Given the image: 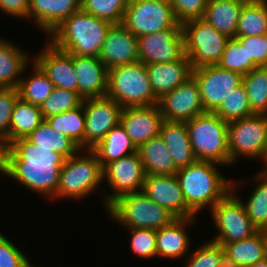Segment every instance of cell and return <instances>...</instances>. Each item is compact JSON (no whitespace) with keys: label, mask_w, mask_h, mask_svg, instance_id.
<instances>
[{"label":"cell","mask_w":267,"mask_h":267,"mask_svg":"<svg viewBox=\"0 0 267 267\" xmlns=\"http://www.w3.org/2000/svg\"><path fill=\"white\" fill-rule=\"evenodd\" d=\"M66 159L61 153L39 148L27 138H21L10 143L7 177L30 191L55 200L60 169Z\"/></svg>","instance_id":"obj_1"},{"label":"cell","mask_w":267,"mask_h":267,"mask_svg":"<svg viewBox=\"0 0 267 267\" xmlns=\"http://www.w3.org/2000/svg\"><path fill=\"white\" fill-rule=\"evenodd\" d=\"M221 164L197 161L180 168L175 174L179 180L187 206L198 215L207 207L211 210L230 191L231 184L218 170Z\"/></svg>","instance_id":"obj_2"},{"label":"cell","mask_w":267,"mask_h":267,"mask_svg":"<svg viewBox=\"0 0 267 267\" xmlns=\"http://www.w3.org/2000/svg\"><path fill=\"white\" fill-rule=\"evenodd\" d=\"M111 25L80 9L57 26L48 35V41L71 55L99 57Z\"/></svg>","instance_id":"obj_3"},{"label":"cell","mask_w":267,"mask_h":267,"mask_svg":"<svg viewBox=\"0 0 267 267\" xmlns=\"http://www.w3.org/2000/svg\"><path fill=\"white\" fill-rule=\"evenodd\" d=\"M106 96L122 108L150 106L158 103L149 81L146 65L135 62L115 66L108 70Z\"/></svg>","instance_id":"obj_4"},{"label":"cell","mask_w":267,"mask_h":267,"mask_svg":"<svg viewBox=\"0 0 267 267\" xmlns=\"http://www.w3.org/2000/svg\"><path fill=\"white\" fill-rule=\"evenodd\" d=\"M193 152L198 161L230 166L228 123L214 112H205L185 122Z\"/></svg>","instance_id":"obj_5"},{"label":"cell","mask_w":267,"mask_h":267,"mask_svg":"<svg viewBox=\"0 0 267 267\" xmlns=\"http://www.w3.org/2000/svg\"><path fill=\"white\" fill-rule=\"evenodd\" d=\"M102 183V166L97 155L93 150L80 149L76 154L67 158L60 169L56 199L62 197L76 200L86 198L93 191L95 192L99 185L101 187Z\"/></svg>","instance_id":"obj_6"},{"label":"cell","mask_w":267,"mask_h":267,"mask_svg":"<svg viewBox=\"0 0 267 267\" xmlns=\"http://www.w3.org/2000/svg\"><path fill=\"white\" fill-rule=\"evenodd\" d=\"M106 212L126 229L146 228L157 231L176 219L166 209L147 197L143 191L118 197L107 207Z\"/></svg>","instance_id":"obj_7"},{"label":"cell","mask_w":267,"mask_h":267,"mask_svg":"<svg viewBox=\"0 0 267 267\" xmlns=\"http://www.w3.org/2000/svg\"><path fill=\"white\" fill-rule=\"evenodd\" d=\"M185 53L192 69L217 65L229 38L217 31L206 19L196 18L182 24Z\"/></svg>","instance_id":"obj_8"},{"label":"cell","mask_w":267,"mask_h":267,"mask_svg":"<svg viewBox=\"0 0 267 267\" xmlns=\"http://www.w3.org/2000/svg\"><path fill=\"white\" fill-rule=\"evenodd\" d=\"M241 181L232 182L231 191L210 210L217 228V236L210 239L211 241L216 243L237 242L251 237L258 231L247 216L243 202L238 196H234L236 188H240L239 186L245 182Z\"/></svg>","instance_id":"obj_9"},{"label":"cell","mask_w":267,"mask_h":267,"mask_svg":"<svg viewBox=\"0 0 267 267\" xmlns=\"http://www.w3.org/2000/svg\"><path fill=\"white\" fill-rule=\"evenodd\" d=\"M227 135L231 165L242 156L263 161L267 145V115L253 114L229 122Z\"/></svg>","instance_id":"obj_10"},{"label":"cell","mask_w":267,"mask_h":267,"mask_svg":"<svg viewBox=\"0 0 267 267\" xmlns=\"http://www.w3.org/2000/svg\"><path fill=\"white\" fill-rule=\"evenodd\" d=\"M121 23L136 37L182 26L172 6L157 0H130Z\"/></svg>","instance_id":"obj_11"},{"label":"cell","mask_w":267,"mask_h":267,"mask_svg":"<svg viewBox=\"0 0 267 267\" xmlns=\"http://www.w3.org/2000/svg\"><path fill=\"white\" fill-rule=\"evenodd\" d=\"M191 76L199 86L205 112H215L228 96L242 84L243 76L235 71L207 65L192 69Z\"/></svg>","instance_id":"obj_12"},{"label":"cell","mask_w":267,"mask_h":267,"mask_svg":"<svg viewBox=\"0 0 267 267\" xmlns=\"http://www.w3.org/2000/svg\"><path fill=\"white\" fill-rule=\"evenodd\" d=\"M102 172L103 181L113 190L103 197L106 208L124 194L142 191L146 174L138 152L106 164Z\"/></svg>","instance_id":"obj_13"},{"label":"cell","mask_w":267,"mask_h":267,"mask_svg":"<svg viewBox=\"0 0 267 267\" xmlns=\"http://www.w3.org/2000/svg\"><path fill=\"white\" fill-rule=\"evenodd\" d=\"M140 62L168 63L181 60L185 55L182 26H173L159 32L137 37Z\"/></svg>","instance_id":"obj_14"},{"label":"cell","mask_w":267,"mask_h":267,"mask_svg":"<svg viewBox=\"0 0 267 267\" xmlns=\"http://www.w3.org/2000/svg\"><path fill=\"white\" fill-rule=\"evenodd\" d=\"M85 112L84 149L92 150L105 135L120 123L122 107L103 96L83 99Z\"/></svg>","instance_id":"obj_15"},{"label":"cell","mask_w":267,"mask_h":267,"mask_svg":"<svg viewBox=\"0 0 267 267\" xmlns=\"http://www.w3.org/2000/svg\"><path fill=\"white\" fill-rule=\"evenodd\" d=\"M157 105L165 121L186 122L205 113L199 86L192 76L172 91L162 95Z\"/></svg>","instance_id":"obj_16"},{"label":"cell","mask_w":267,"mask_h":267,"mask_svg":"<svg viewBox=\"0 0 267 267\" xmlns=\"http://www.w3.org/2000/svg\"><path fill=\"white\" fill-rule=\"evenodd\" d=\"M143 193L175 218H195L187 206L178 178L173 175H146Z\"/></svg>","instance_id":"obj_17"},{"label":"cell","mask_w":267,"mask_h":267,"mask_svg":"<svg viewBox=\"0 0 267 267\" xmlns=\"http://www.w3.org/2000/svg\"><path fill=\"white\" fill-rule=\"evenodd\" d=\"M163 116L158 105L122 108L120 124L138 148L160 135Z\"/></svg>","instance_id":"obj_18"},{"label":"cell","mask_w":267,"mask_h":267,"mask_svg":"<svg viewBox=\"0 0 267 267\" xmlns=\"http://www.w3.org/2000/svg\"><path fill=\"white\" fill-rule=\"evenodd\" d=\"M109 70L139 61L137 37L122 23L112 24L98 57Z\"/></svg>","instance_id":"obj_19"},{"label":"cell","mask_w":267,"mask_h":267,"mask_svg":"<svg viewBox=\"0 0 267 267\" xmlns=\"http://www.w3.org/2000/svg\"><path fill=\"white\" fill-rule=\"evenodd\" d=\"M48 44V45H47ZM42 52L34 56L35 62L56 88L77 91V78L73 55L56 48L48 42Z\"/></svg>","instance_id":"obj_20"},{"label":"cell","mask_w":267,"mask_h":267,"mask_svg":"<svg viewBox=\"0 0 267 267\" xmlns=\"http://www.w3.org/2000/svg\"><path fill=\"white\" fill-rule=\"evenodd\" d=\"M73 66L77 93L83 99L106 96L108 69L98 57L73 55Z\"/></svg>","instance_id":"obj_21"},{"label":"cell","mask_w":267,"mask_h":267,"mask_svg":"<svg viewBox=\"0 0 267 267\" xmlns=\"http://www.w3.org/2000/svg\"><path fill=\"white\" fill-rule=\"evenodd\" d=\"M80 9L81 0H30L27 21H34L48 36L66 18Z\"/></svg>","instance_id":"obj_22"},{"label":"cell","mask_w":267,"mask_h":267,"mask_svg":"<svg viewBox=\"0 0 267 267\" xmlns=\"http://www.w3.org/2000/svg\"><path fill=\"white\" fill-rule=\"evenodd\" d=\"M146 70L152 91L158 99L184 83L192 72L186 55L174 62L146 64Z\"/></svg>","instance_id":"obj_23"},{"label":"cell","mask_w":267,"mask_h":267,"mask_svg":"<svg viewBox=\"0 0 267 267\" xmlns=\"http://www.w3.org/2000/svg\"><path fill=\"white\" fill-rule=\"evenodd\" d=\"M196 218H176L169 225L156 231L157 257L178 259L187 256L190 237L186 227ZM187 225V226H186Z\"/></svg>","instance_id":"obj_24"},{"label":"cell","mask_w":267,"mask_h":267,"mask_svg":"<svg viewBox=\"0 0 267 267\" xmlns=\"http://www.w3.org/2000/svg\"><path fill=\"white\" fill-rule=\"evenodd\" d=\"M175 166L180 169L197 162L185 122L163 121L160 129Z\"/></svg>","instance_id":"obj_25"},{"label":"cell","mask_w":267,"mask_h":267,"mask_svg":"<svg viewBox=\"0 0 267 267\" xmlns=\"http://www.w3.org/2000/svg\"><path fill=\"white\" fill-rule=\"evenodd\" d=\"M146 175H173L177 173L173 158L163 138L158 135L137 148Z\"/></svg>","instance_id":"obj_26"},{"label":"cell","mask_w":267,"mask_h":267,"mask_svg":"<svg viewBox=\"0 0 267 267\" xmlns=\"http://www.w3.org/2000/svg\"><path fill=\"white\" fill-rule=\"evenodd\" d=\"M244 3L239 0H208L203 18L229 39L235 38Z\"/></svg>","instance_id":"obj_27"},{"label":"cell","mask_w":267,"mask_h":267,"mask_svg":"<svg viewBox=\"0 0 267 267\" xmlns=\"http://www.w3.org/2000/svg\"><path fill=\"white\" fill-rule=\"evenodd\" d=\"M29 53L0 37V87L17 88L29 63Z\"/></svg>","instance_id":"obj_28"},{"label":"cell","mask_w":267,"mask_h":267,"mask_svg":"<svg viewBox=\"0 0 267 267\" xmlns=\"http://www.w3.org/2000/svg\"><path fill=\"white\" fill-rule=\"evenodd\" d=\"M98 157L102 168L115 160L137 152V147L119 123L113 127L103 140L92 149Z\"/></svg>","instance_id":"obj_29"},{"label":"cell","mask_w":267,"mask_h":267,"mask_svg":"<svg viewBox=\"0 0 267 267\" xmlns=\"http://www.w3.org/2000/svg\"><path fill=\"white\" fill-rule=\"evenodd\" d=\"M44 120L39 106L18 98L9 125V142L27 138Z\"/></svg>","instance_id":"obj_30"},{"label":"cell","mask_w":267,"mask_h":267,"mask_svg":"<svg viewBox=\"0 0 267 267\" xmlns=\"http://www.w3.org/2000/svg\"><path fill=\"white\" fill-rule=\"evenodd\" d=\"M218 244L223 247L224 253L233 259L239 267H249L267 257L260 230L244 240Z\"/></svg>","instance_id":"obj_31"},{"label":"cell","mask_w":267,"mask_h":267,"mask_svg":"<svg viewBox=\"0 0 267 267\" xmlns=\"http://www.w3.org/2000/svg\"><path fill=\"white\" fill-rule=\"evenodd\" d=\"M267 34V0L245 2L238 20L235 37Z\"/></svg>","instance_id":"obj_32"},{"label":"cell","mask_w":267,"mask_h":267,"mask_svg":"<svg viewBox=\"0 0 267 267\" xmlns=\"http://www.w3.org/2000/svg\"><path fill=\"white\" fill-rule=\"evenodd\" d=\"M30 77H21L17 86L19 98L36 106L41 104L51 95L55 86L43 70L35 63Z\"/></svg>","instance_id":"obj_33"},{"label":"cell","mask_w":267,"mask_h":267,"mask_svg":"<svg viewBox=\"0 0 267 267\" xmlns=\"http://www.w3.org/2000/svg\"><path fill=\"white\" fill-rule=\"evenodd\" d=\"M27 139L39 148L51 149L66 158L76 154L81 148L66 135L57 132L44 120Z\"/></svg>","instance_id":"obj_34"},{"label":"cell","mask_w":267,"mask_h":267,"mask_svg":"<svg viewBox=\"0 0 267 267\" xmlns=\"http://www.w3.org/2000/svg\"><path fill=\"white\" fill-rule=\"evenodd\" d=\"M45 121L57 132L72 139L84 149L85 112L82 104L72 110L45 118Z\"/></svg>","instance_id":"obj_35"},{"label":"cell","mask_w":267,"mask_h":267,"mask_svg":"<svg viewBox=\"0 0 267 267\" xmlns=\"http://www.w3.org/2000/svg\"><path fill=\"white\" fill-rule=\"evenodd\" d=\"M255 176L253 181H256L257 185L243 204L250 221L261 230L267 228V170H259Z\"/></svg>","instance_id":"obj_36"},{"label":"cell","mask_w":267,"mask_h":267,"mask_svg":"<svg viewBox=\"0 0 267 267\" xmlns=\"http://www.w3.org/2000/svg\"><path fill=\"white\" fill-rule=\"evenodd\" d=\"M244 85L253 114L267 115V66L257 67L243 76Z\"/></svg>","instance_id":"obj_37"},{"label":"cell","mask_w":267,"mask_h":267,"mask_svg":"<svg viewBox=\"0 0 267 267\" xmlns=\"http://www.w3.org/2000/svg\"><path fill=\"white\" fill-rule=\"evenodd\" d=\"M220 68L235 71L242 76L257 68L244 45L236 38H230L226 44L221 60L217 64Z\"/></svg>","instance_id":"obj_38"},{"label":"cell","mask_w":267,"mask_h":267,"mask_svg":"<svg viewBox=\"0 0 267 267\" xmlns=\"http://www.w3.org/2000/svg\"><path fill=\"white\" fill-rule=\"evenodd\" d=\"M130 0H81V10L112 24L122 22Z\"/></svg>","instance_id":"obj_39"},{"label":"cell","mask_w":267,"mask_h":267,"mask_svg":"<svg viewBox=\"0 0 267 267\" xmlns=\"http://www.w3.org/2000/svg\"><path fill=\"white\" fill-rule=\"evenodd\" d=\"M214 113L227 123L253 115L244 85L234 89Z\"/></svg>","instance_id":"obj_40"},{"label":"cell","mask_w":267,"mask_h":267,"mask_svg":"<svg viewBox=\"0 0 267 267\" xmlns=\"http://www.w3.org/2000/svg\"><path fill=\"white\" fill-rule=\"evenodd\" d=\"M83 98L77 91L54 88L51 95L41 104L43 118H48L79 107Z\"/></svg>","instance_id":"obj_41"},{"label":"cell","mask_w":267,"mask_h":267,"mask_svg":"<svg viewBox=\"0 0 267 267\" xmlns=\"http://www.w3.org/2000/svg\"><path fill=\"white\" fill-rule=\"evenodd\" d=\"M131 234L130 248L135 256L141 258L157 257L156 230L146 228L127 229Z\"/></svg>","instance_id":"obj_42"},{"label":"cell","mask_w":267,"mask_h":267,"mask_svg":"<svg viewBox=\"0 0 267 267\" xmlns=\"http://www.w3.org/2000/svg\"><path fill=\"white\" fill-rule=\"evenodd\" d=\"M204 243L196 250L189 252L186 267H219L221 245L211 240Z\"/></svg>","instance_id":"obj_43"},{"label":"cell","mask_w":267,"mask_h":267,"mask_svg":"<svg viewBox=\"0 0 267 267\" xmlns=\"http://www.w3.org/2000/svg\"><path fill=\"white\" fill-rule=\"evenodd\" d=\"M30 260L0 232V267H30Z\"/></svg>","instance_id":"obj_44"},{"label":"cell","mask_w":267,"mask_h":267,"mask_svg":"<svg viewBox=\"0 0 267 267\" xmlns=\"http://www.w3.org/2000/svg\"><path fill=\"white\" fill-rule=\"evenodd\" d=\"M208 0H173L171 6L176 20L186 21L204 17Z\"/></svg>","instance_id":"obj_45"},{"label":"cell","mask_w":267,"mask_h":267,"mask_svg":"<svg viewBox=\"0 0 267 267\" xmlns=\"http://www.w3.org/2000/svg\"><path fill=\"white\" fill-rule=\"evenodd\" d=\"M235 38L244 45L248 57L252 58L257 67L267 66V34Z\"/></svg>","instance_id":"obj_46"},{"label":"cell","mask_w":267,"mask_h":267,"mask_svg":"<svg viewBox=\"0 0 267 267\" xmlns=\"http://www.w3.org/2000/svg\"><path fill=\"white\" fill-rule=\"evenodd\" d=\"M18 98L17 88L0 89V134L6 136L8 141L12 111Z\"/></svg>","instance_id":"obj_47"},{"label":"cell","mask_w":267,"mask_h":267,"mask_svg":"<svg viewBox=\"0 0 267 267\" xmlns=\"http://www.w3.org/2000/svg\"><path fill=\"white\" fill-rule=\"evenodd\" d=\"M30 0H0V10L19 19H27Z\"/></svg>","instance_id":"obj_48"},{"label":"cell","mask_w":267,"mask_h":267,"mask_svg":"<svg viewBox=\"0 0 267 267\" xmlns=\"http://www.w3.org/2000/svg\"><path fill=\"white\" fill-rule=\"evenodd\" d=\"M10 142L8 138L0 134V171L7 175L9 168Z\"/></svg>","instance_id":"obj_49"},{"label":"cell","mask_w":267,"mask_h":267,"mask_svg":"<svg viewBox=\"0 0 267 267\" xmlns=\"http://www.w3.org/2000/svg\"><path fill=\"white\" fill-rule=\"evenodd\" d=\"M219 267H239L233 259L224 253L223 247L221 246V260Z\"/></svg>","instance_id":"obj_50"},{"label":"cell","mask_w":267,"mask_h":267,"mask_svg":"<svg viewBox=\"0 0 267 267\" xmlns=\"http://www.w3.org/2000/svg\"><path fill=\"white\" fill-rule=\"evenodd\" d=\"M249 267H267V257H265L263 260H260Z\"/></svg>","instance_id":"obj_51"},{"label":"cell","mask_w":267,"mask_h":267,"mask_svg":"<svg viewBox=\"0 0 267 267\" xmlns=\"http://www.w3.org/2000/svg\"><path fill=\"white\" fill-rule=\"evenodd\" d=\"M260 231H261V234H262V237H263V240H264L265 252H266V255H267V228L261 229Z\"/></svg>","instance_id":"obj_52"},{"label":"cell","mask_w":267,"mask_h":267,"mask_svg":"<svg viewBox=\"0 0 267 267\" xmlns=\"http://www.w3.org/2000/svg\"><path fill=\"white\" fill-rule=\"evenodd\" d=\"M262 163L264 165V167L262 168V170H267V145H266L265 154H264L263 162Z\"/></svg>","instance_id":"obj_53"},{"label":"cell","mask_w":267,"mask_h":267,"mask_svg":"<svg viewBox=\"0 0 267 267\" xmlns=\"http://www.w3.org/2000/svg\"><path fill=\"white\" fill-rule=\"evenodd\" d=\"M157 1L171 5V3H172L173 0H157Z\"/></svg>","instance_id":"obj_54"},{"label":"cell","mask_w":267,"mask_h":267,"mask_svg":"<svg viewBox=\"0 0 267 267\" xmlns=\"http://www.w3.org/2000/svg\"><path fill=\"white\" fill-rule=\"evenodd\" d=\"M239 1L249 2V1H254V0H239Z\"/></svg>","instance_id":"obj_55"}]
</instances>
